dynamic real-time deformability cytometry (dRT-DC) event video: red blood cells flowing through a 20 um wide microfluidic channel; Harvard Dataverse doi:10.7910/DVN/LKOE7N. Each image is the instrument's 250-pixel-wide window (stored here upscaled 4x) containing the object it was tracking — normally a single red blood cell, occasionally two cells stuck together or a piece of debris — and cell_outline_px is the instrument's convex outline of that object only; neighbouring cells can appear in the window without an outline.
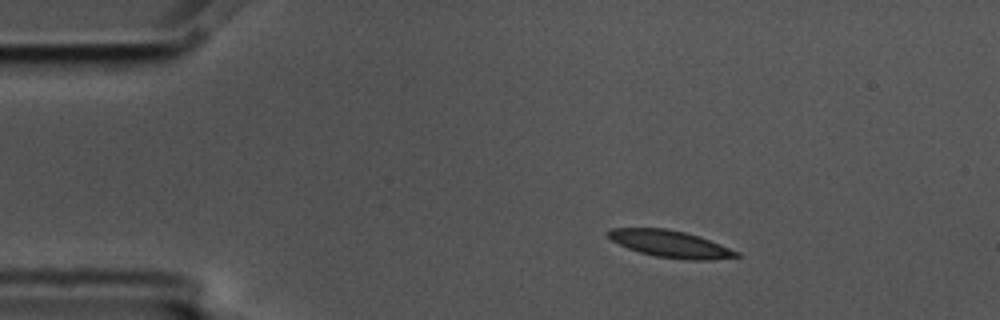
{"species": "common noctule bat (a hibernating species)", "species_latin": "Nyctalus noctula", "temperature_condition": "cold", "stored_images_in_passage": 4, "camera_frame_rate_fps": 3000, "um_per_image_px": 0.085, "animal": {"sex": "male", "body_mass_g": 17.5, "forearm_length_mm": 52.3}, "frame": {"image": 1, "passage_image": 2, "time_ms": 0.333, "image_size_px": [1000, 320], "cell_outline_px": [[744, 256], [712, 260], [688, 260], [656, 256], [640, 252], [628, 248], [612, 240], [608, 236], [608, 228], [664, 228], [684, 232], [700, 236], [740, 252]], "centroid_in_image_um": [57.04, 20.74], "position_along_channel_um": 28.0, "area_um2": 20.11}}
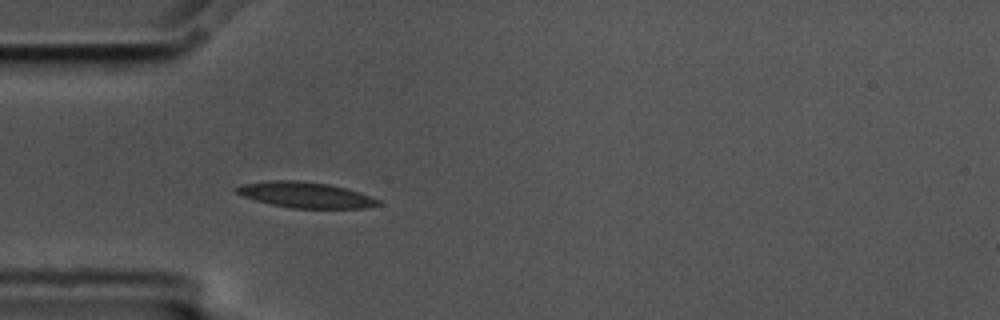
{"frame": {"image": 2, "passage_image": 4, "time_ms": 1.0, "image_size_px": [1000, 320], "cell_outline_px": [[380, 204], [364, 208], [292, 208], [272, 204], [256, 200], [244, 196], [236, 192], [232, 188], [240, 184], [272, 180], [300, 180], [328, 184], [360, 192], [372, 196], [380, 200]], "centroid_in_image_um": [25.95, 16.55], "position_along_channel_um": 59.0, "area_um2": 21.21}}